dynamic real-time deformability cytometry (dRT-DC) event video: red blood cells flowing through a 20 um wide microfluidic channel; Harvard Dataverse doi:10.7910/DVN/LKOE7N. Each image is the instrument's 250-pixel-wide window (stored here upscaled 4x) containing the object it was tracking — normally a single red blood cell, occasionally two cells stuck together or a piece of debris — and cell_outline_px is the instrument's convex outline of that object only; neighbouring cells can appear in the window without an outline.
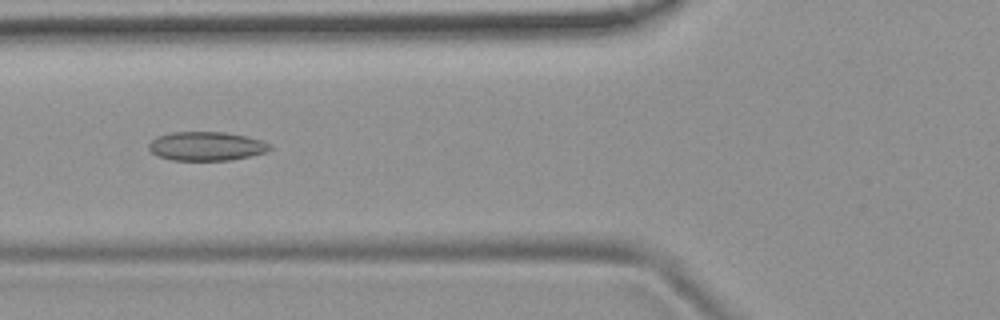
{"species": "common noctule bat (a hibernating species)", "species_latin": "Nyctalus noctula", "temperature_condition": "room temperature", "stored_images_in_passage": 45, "camera_frame_rate_fps": 3000, "um_per_image_px": 0.085, "animal": {"sex": "female", "body_mass_g": 19.9}, "frame": {"image": 1, "passage_image": 16, "time_ms": 5.0, "image_size_px": [1000, 320], "cell_outline_px": [[272, 148], [268, 152], [228, 160], [172, 160], [156, 156], [148, 148], [148, 144], [156, 136], [172, 132], [224, 132], [248, 136], [272, 144]], "centroid_in_image_um": [17.54, 12.42], "position_along_channel_um": 108.3, "area_um2": 20.52}}
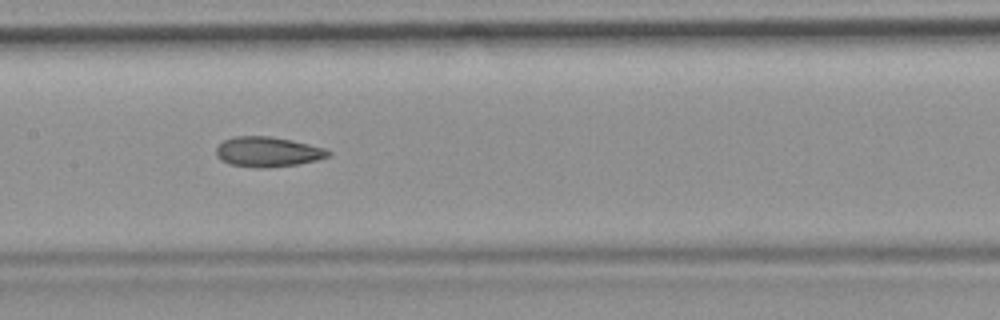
{"frame": {"image": 2, "passage_image": 22, "time_ms": 7.0, "image_size_px": [1000, 320], "cell_outline_px": [[332, 152], [328, 156], [316, 160], [296, 164], [268, 168], [256, 168], [228, 164], [220, 160], [216, 156], [216, 148], [224, 140], [232, 136], [268, 136], [292, 140], [324, 148]], "centroid_in_image_um": [22.71, 12.91], "position_along_channel_um": 184.7, "area_um2": 19.65}}
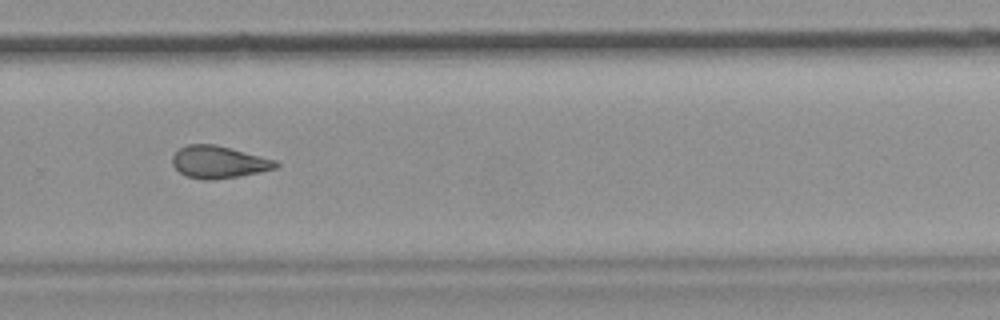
{"frame": {"image": 3, "passage_image": 32, "time_ms": 10.333, "image_size_px": [1000, 320], "cell_outline_px": [[280, 164], [276, 168], [240, 176], [212, 180], [204, 180], [188, 176], [180, 172], [172, 164], [172, 156], [180, 148], [188, 144], [216, 144], [276, 160]], "centroid_in_image_um": [18.59, 13.77], "position_along_channel_um": 311.2, "area_um2": 19.36}, "authors_computed_cell_mechanics": {"area_um2": 20.1144, "velocity_mm_per_s": 3.8098, "shape_relaxation_time_tau1_ms": null, "shape_relaxation_time_tau2_ms": 3.5739, "deformation_change_tau1": null, "deformation_change_tau2": 0.1136}}